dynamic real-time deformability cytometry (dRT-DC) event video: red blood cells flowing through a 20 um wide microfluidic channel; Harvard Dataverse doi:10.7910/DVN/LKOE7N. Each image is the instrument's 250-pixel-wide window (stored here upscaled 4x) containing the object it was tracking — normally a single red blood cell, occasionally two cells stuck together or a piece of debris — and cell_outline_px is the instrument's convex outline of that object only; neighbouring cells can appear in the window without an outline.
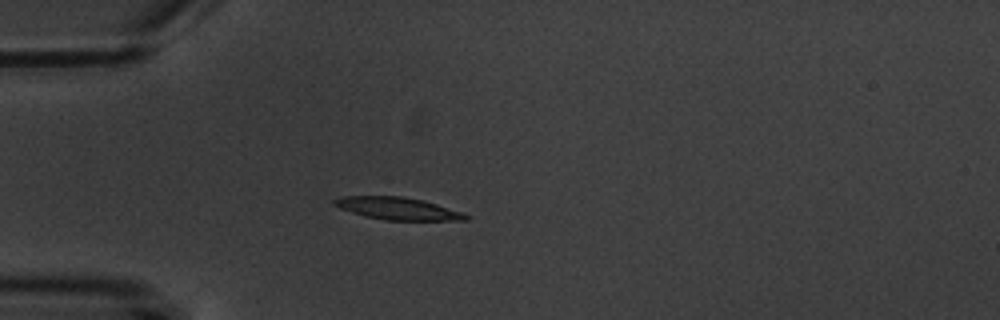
{"species": "common noctule bat (a hibernating species)", "species_latin": "Nyctalus noctula", "temperature_condition": "warm", "stored_images_in_passage": 4, "camera_frame_rate_fps": 3000, "um_per_image_px": 0.085, "animal": {"sex": "male", "body_mass_g": 20.1, "forearm_length_mm": 53.5}, "frame": {"image": 1, "passage_image": 4, "time_ms": 3.333, "image_size_px": [1000, 320], "cell_outline_px": [[472, 216], [468, 220], [384, 220], [364, 216], [340, 208], [332, 204], [332, 200], [344, 196], [404, 196], [424, 200]], "centroid_in_image_um": [33.79, 17.72], "position_along_channel_um": 51.2, "area_um2": 17.11}}